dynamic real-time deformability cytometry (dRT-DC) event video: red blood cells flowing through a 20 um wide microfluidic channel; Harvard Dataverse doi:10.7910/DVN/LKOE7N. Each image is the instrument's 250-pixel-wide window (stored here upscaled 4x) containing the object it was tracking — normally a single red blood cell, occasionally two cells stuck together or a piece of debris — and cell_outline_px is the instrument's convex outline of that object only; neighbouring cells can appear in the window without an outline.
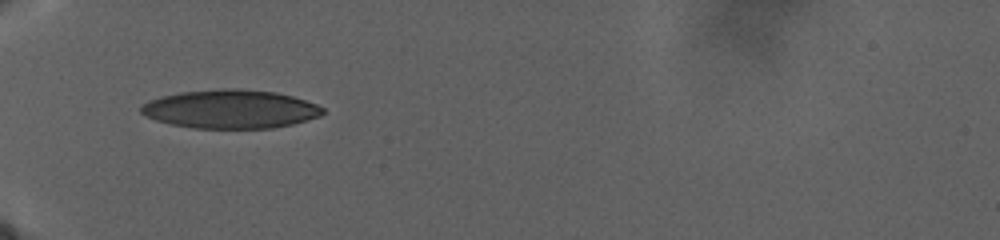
{"species": "human", "species_latin": "Homo sapiens", "temperature_condition": "warm", "stored_images_in_passage": 62, "camera_frame_rate_fps": 3000, "um_per_image_px": 0.085, "donor": {"sex": "male"}, "frame": {"image": 1, "passage_image": 1, "time_ms": 0.0, "image_size_px": [1000, 240], "cell_outline_px": [[324, 112], [320, 116], [292, 124], [272, 128], [192, 128], [172, 124], [156, 120], [140, 112], [140, 108], [148, 100], [160, 96], [180, 92], [220, 88], [236, 88], [276, 92], [292, 96], [316, 104], [324, 108]], "centroid_in_image_um": [19.58, 9.26], "position_along_channel_um": 65.4, "area_um2": 40.86}}
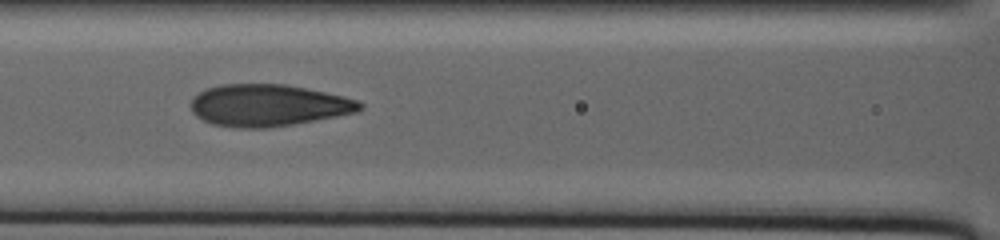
{"frame": {"image": 2, "passage_image": 42, "time_ms": 5.333, "image_size_px": [1000, 240], "cell_outline_px": [[364, 108], [356, 112], [316, 120], [268, 128], [236, 128], [212, 124], [196, 116], [192, 112], [188, 104], [192, 96], [204, 88], [220, 84], [284, 84], [344, 96], [360, 100], [364, 104]], "centroid_in_image_um": [22.75, 8.95], "position_along_channel_um": 143.9, "area_um2": 41.67}}
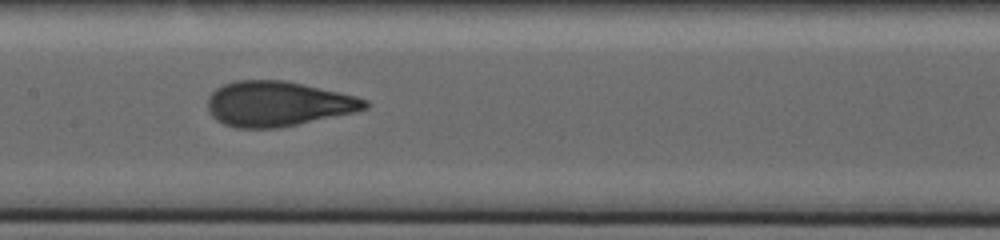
{"frame": {"image": 3, "passage_image": 61, "time_ms": 7.667, "image_size_px": [1000, 240], "cell_outline_px": [[372, 104], [368, 108], [356, 112], [280, 128], [236, 128], [224, 124], [216, 120], [212, 116], [208, 108], [208, 96], [216, 88], [224, 84], [236, 80], [284, 80], [304, 84], [356, 96], [368, 100]], "centroid_in_image_um": [23.64, 8.83], "position_along_channel_um": 183.8, "area_um2": 41.56}}